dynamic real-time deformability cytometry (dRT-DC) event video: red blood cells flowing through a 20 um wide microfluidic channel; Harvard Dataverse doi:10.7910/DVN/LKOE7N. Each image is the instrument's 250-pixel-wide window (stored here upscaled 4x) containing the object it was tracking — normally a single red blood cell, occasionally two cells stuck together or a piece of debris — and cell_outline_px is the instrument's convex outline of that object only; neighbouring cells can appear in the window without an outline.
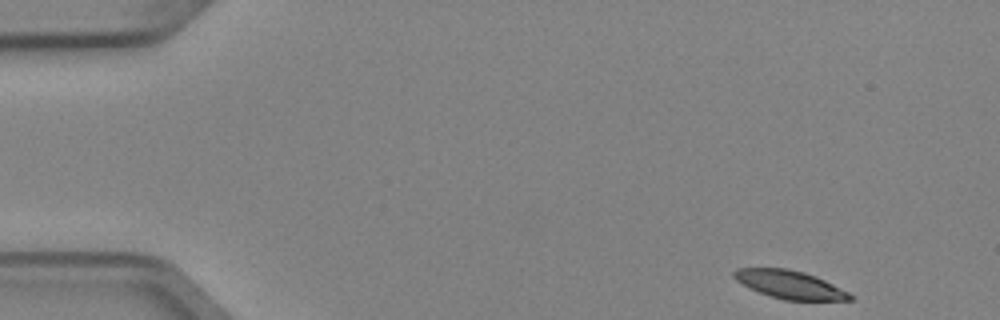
{"species": "Egyptian fruit bat (a non-hibernating species)", "species_latin": "Rousettus aegyptiacus", "temperature_condition": "cold", "stored_images_in_passage": 5, "camera_frame_rate_fps": 3000, "um_per_image_px": 0.085, "animal": {"sex": "female"}, "frame": {"image": 1, "passage_image": 1, "time_ms": 0.0, "image_size_px": [1000, 320], "cell_outline_px": [[852, 300], [784, 300], [748, 288], [736, 280], [732, 276], [732, 272], [736, 268], [788, 268], [804, 272], [816, 276], [848, 292], [852, 296]], "centroid_in_image_um": [67.08, 24.17], "position_along_channel_um": 17.9, "area_um2": 18.9}}